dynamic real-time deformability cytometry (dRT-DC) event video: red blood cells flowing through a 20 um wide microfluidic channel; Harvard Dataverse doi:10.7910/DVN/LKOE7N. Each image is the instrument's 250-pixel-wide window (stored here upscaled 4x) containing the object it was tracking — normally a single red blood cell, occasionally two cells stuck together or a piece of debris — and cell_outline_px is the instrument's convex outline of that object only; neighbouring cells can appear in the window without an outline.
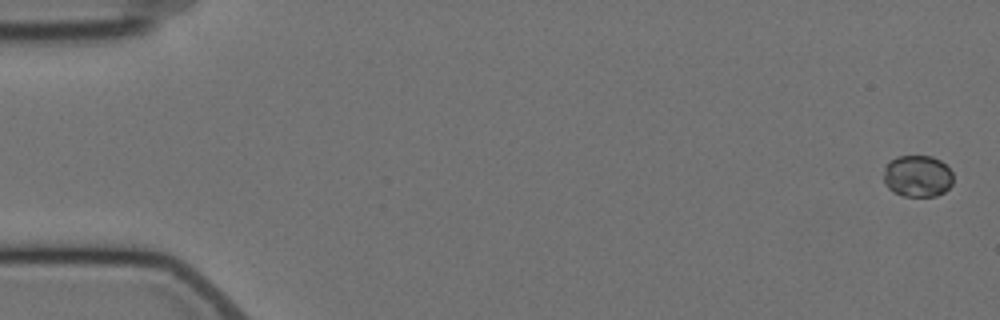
{"species": "Egyptian fruit bat (a non-hibernating species)", "species_latin": "Rousettus aegyptiacus", "temperature_condition": "cold", "stored_images_in_passage": 4, "camera_frame_rate_fps": 3000, "um_per_image_px": 0.085, "animal": {"sex": "female"}, "frame": {"image": 1, "passage_image": 1, "time_ms": 0.0, "image_size_px": [1000, 320], "cell_outline_px": [[952, 184], [944, 192], [936, 196], [904, 196], [888, 188], [884, 180], [884, 164], [888, 160], [896, 156], [932, 156], [940, 160], [952, 172]], "centroid_in_image_um": [77.96, 14.95], "position_along_channel_um": 7.0, "area_um2": 16.99}}